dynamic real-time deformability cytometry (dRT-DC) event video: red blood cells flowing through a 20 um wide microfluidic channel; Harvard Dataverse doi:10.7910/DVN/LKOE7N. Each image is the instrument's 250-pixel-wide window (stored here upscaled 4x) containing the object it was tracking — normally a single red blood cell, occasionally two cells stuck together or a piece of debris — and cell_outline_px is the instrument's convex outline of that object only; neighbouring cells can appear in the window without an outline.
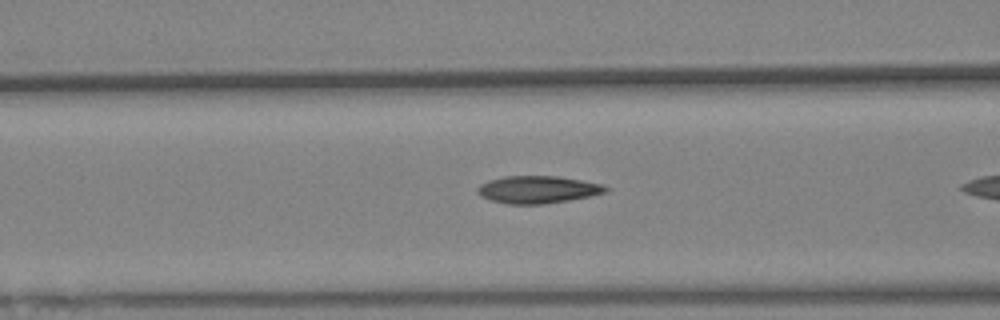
{"species": "Egyptian fruit bat (a non-hibernating species)", "species_latin": "Rousettus aegyptiacus", "temperature_condition": "warm", "stored_images_in_passage": 9, "camera_frame_rate_fps": 3000, "um_per_image_px": 0.085, "animal": {"sex": "female"}, "frame": {"image": 1, "passage_image": 7, "time_ms": 2.0, "image_size_px": [1000, 320], "cell_outline_px": [[608, 188], [604, 192], [588, 196], [568, 200], [544, 204], [508, 204], [492, 200], [480, 196], [476, 192], [476, 188], [480, 184], [488, 180], [504, 176], [560, 176], [604, 184]], "centroid_in_image_um": [45.66, 16.1], "position_along_channel_um": 120.9, "area_um2": 20.46}}